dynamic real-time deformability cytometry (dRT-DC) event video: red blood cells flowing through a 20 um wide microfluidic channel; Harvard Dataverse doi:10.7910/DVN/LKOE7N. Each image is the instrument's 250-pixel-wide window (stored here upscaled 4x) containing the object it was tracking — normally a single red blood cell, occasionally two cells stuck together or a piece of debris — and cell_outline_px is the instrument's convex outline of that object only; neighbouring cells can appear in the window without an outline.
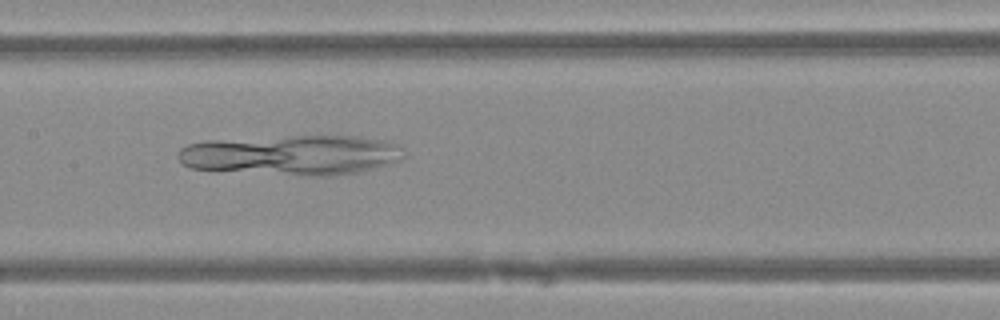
{"species": "Egyptian fruit bat (a non-hibernating species)", "species_latin": "Rousettus aegyptiacus", "temperature_condition": "warm", "stored_images_in_passage": 28, "camera_frame_rate_fps": 3000, "um_per_image_px": 0.085, "animal": {"sex": "female"}, "frame": {"image": 1, "passage_image": 9, "time_ms": 2.667, "image_size_px": [1000, 320], "cell_outline_px": [[404, 156], [400, 160], [360, 172], [328, 176], [312, 176], [192, 168], [184, 164], [176, 156], [180, 148], [188, 144], [204, 140], [288, 136], [356, 136], [388, 140], [400, 148]], "centroid_in_image_um": [24.79, 13.16], "position_along_channel_um": 182.6, "area_um2": 52.48}}
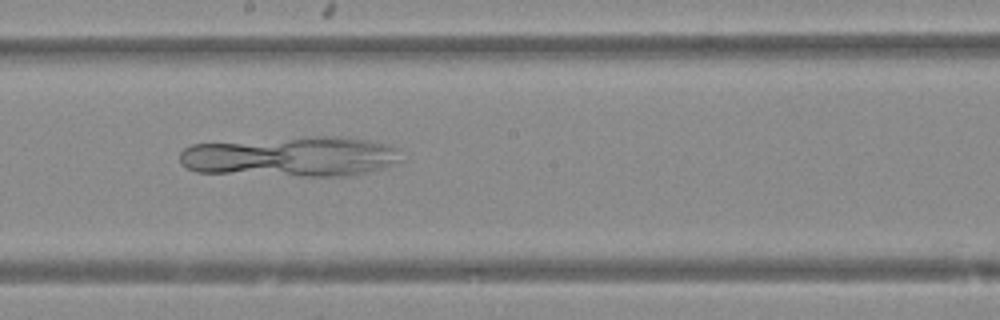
{"frame": {"image": 2, "passage_image": 12, "time_ms": 3.667, "image_size_px": [1000, 320], "cell_outline_px": [[404, 160], [384, 168], [368, 172], [348, 176], [300, 176], [196, 172], [180, 164], [180, 152], [184, 148], [192, 144], [316, 136], [348, 136], [392, 144], [400, 148]], "centroid_in_image_um": [24.85, 13.31], "position_along_channel_um": 223.3, "area_um2": 52.66}}